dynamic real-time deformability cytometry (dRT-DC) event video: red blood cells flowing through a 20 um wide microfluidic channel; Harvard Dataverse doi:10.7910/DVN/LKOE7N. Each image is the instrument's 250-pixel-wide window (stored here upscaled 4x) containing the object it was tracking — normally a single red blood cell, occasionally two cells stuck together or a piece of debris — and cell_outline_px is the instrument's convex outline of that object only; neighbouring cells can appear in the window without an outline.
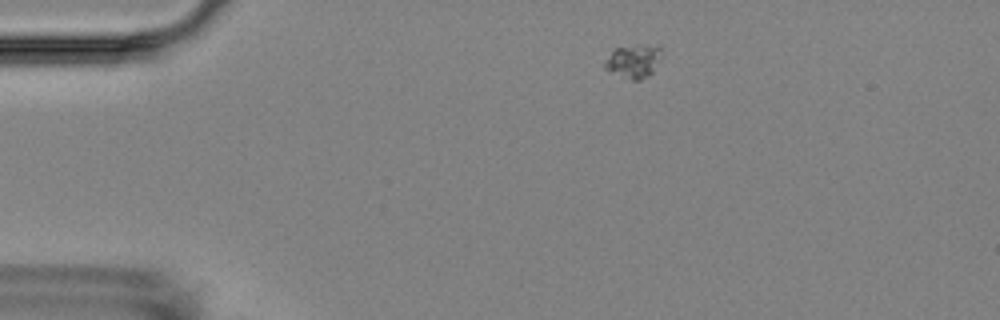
{"species": "Egyptian fruit bat (a non-hibernating species)", "species_latin": "Rousettus aegyptiacus", "temperature_condition": "room temperature", "stored_images_in_passage": 4, "camera_frame_rate_fps": 3000, "um_per_image_px": 0.085, "animal": {"sex": "female"}, "frame": {"image": 1, "passage_image": 1, "time_ms": 0.0, "image_size_px": [1000, 320], "cell_outline_px": [[664, 52], [660, 60], [652, 72], [640, 80], [632, 80], [608, 72], [604, 68], [604, 60], [616, 48], [660, 48]], "centroid_in_image_um": [53.81, 5.28], "position_along_channel_um": 31.2, "area_um2": 10.46}}